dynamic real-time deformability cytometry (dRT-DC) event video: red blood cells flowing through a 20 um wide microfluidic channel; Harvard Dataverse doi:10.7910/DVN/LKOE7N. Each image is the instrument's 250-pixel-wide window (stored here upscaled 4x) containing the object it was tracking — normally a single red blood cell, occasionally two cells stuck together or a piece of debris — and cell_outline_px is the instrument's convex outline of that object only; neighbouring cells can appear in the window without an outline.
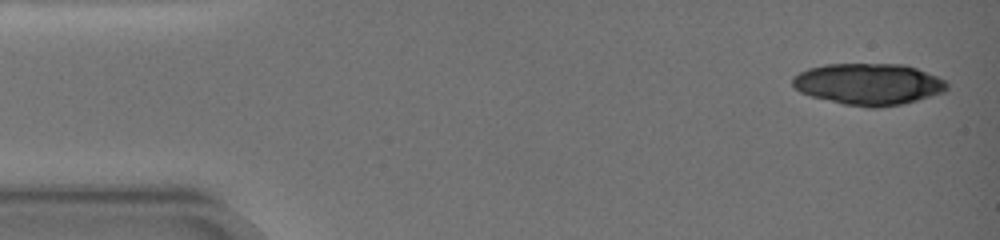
{"species": "common noctule bat (a hibernating species)", "species_latin": "Nyctalus noctula", "temperature_condition": "warm", "stored_images_in_passage": 13, "camera_frame_rate_fps": 3000, "um_per_image_px": 0.085, "animal": {"sex": "female", "body_mass_g": 19.0, "forearm_length_mm": 51.5}, "frame": {"image": 1, "passage_image": 1, "time_ms": 0.0, "image_size_px": [1000, 240], "cell_outline_px": [[948, 88], [944, 92], [916, 100], [900, 104], [880, 108], [868, 108], [844, 104], [812, 96], [800, 92], [792, 84], [792, 76], [808, 68], [824, 64], [904, 64], [916, 68], [936, 76], [944, 80], [948, 84]], "centroid_in_image_um": [73.81, 7.15], "position_along_channel_um": 11.2, "area_um2": 37.28}}